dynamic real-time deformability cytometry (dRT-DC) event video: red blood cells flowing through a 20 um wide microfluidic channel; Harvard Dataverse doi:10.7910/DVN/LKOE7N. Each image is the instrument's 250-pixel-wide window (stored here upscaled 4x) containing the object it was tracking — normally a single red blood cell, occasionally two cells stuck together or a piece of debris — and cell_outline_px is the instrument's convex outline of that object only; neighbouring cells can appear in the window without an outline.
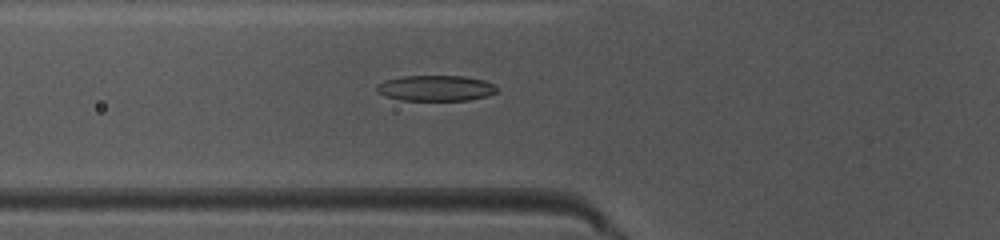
{"species": "common noctule bat (a hibernating species)", "species_latin": "Nyctalus noctula", "temperature_condition": "warm", "stored_images_in_passage": 35, "camera_frame_rate_fps": 3000, "um_per_image_px": 0.085, "animal": {"sex": "female", "body_mass_g": 10.0, "forearm_length_mm": 53.1}, "frame": {"image": 1, "passage_image": 7, "time_ms": 2.0, "image_size_px": [1000, 240], "cell_outline_px": [[496, 92], [488, 96], [468, 100], [400, 100], [384, 96], [376, 92], [376, 84], [384, 80], [404, 76], [464, 76], [484, 80], [496, 84]], "centroid_in_image_um": [37.01, 7.49], "position_along_channel_um": 88.8, "area_um2": 18.15}}
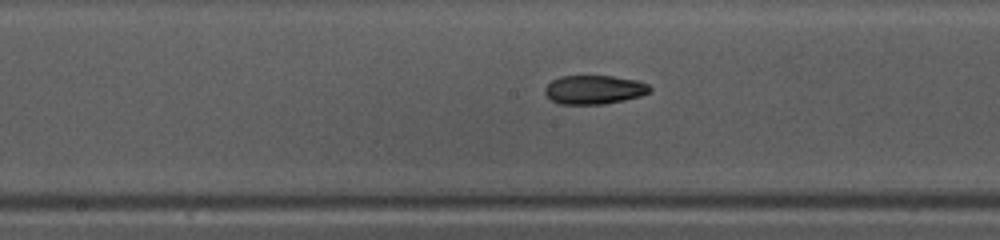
{"frame": {"image": 2, "passage_image": 15, "time_ms": 4.667, "image_size_px": [1000, 240], "cell_outline_px": [[652, 92], [640, 96], [624, 100], [604, 104], [560, 104], [552, 100], [544, 92], [544, 88], [552, 80], [560, 76], [612, 76], [636, 80], [648, 84], [652, 88]], "centroid_in_image_um": [50.52, 7.62], "position_along_channel_um": 197.7, "area_um2": 17.69}}
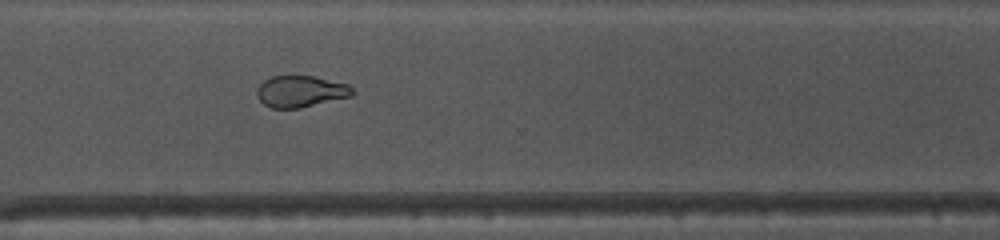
{"frame": {"image": 3, "passage_image": 26, "time_ms": 8.333, "image_size_px": [1000, 240], "cell_outline_px": [[352, 96], [300, 108], [272, 108], [264, 104], [256, 96], [256, 88], [264, 80], [272, 76], [312, 76], [348, 84], [352, 88]], "centroid_in_image_um": [25.52, 7.77], "position_along_channel_um": 345.1, "area_um2": 17.46}, "authors_computed_cell_mechanics": {"area_um2": 17.9758, "velocity_mm_per_s": 4.0282, "shape_relaxation_time_tau1_ms": 5.4959, "shape_relaxation_time_tau2_ms": 3.5707, "deformation_change_tau1": 0.1699, "deformation_change_tau2": 0.1124}}